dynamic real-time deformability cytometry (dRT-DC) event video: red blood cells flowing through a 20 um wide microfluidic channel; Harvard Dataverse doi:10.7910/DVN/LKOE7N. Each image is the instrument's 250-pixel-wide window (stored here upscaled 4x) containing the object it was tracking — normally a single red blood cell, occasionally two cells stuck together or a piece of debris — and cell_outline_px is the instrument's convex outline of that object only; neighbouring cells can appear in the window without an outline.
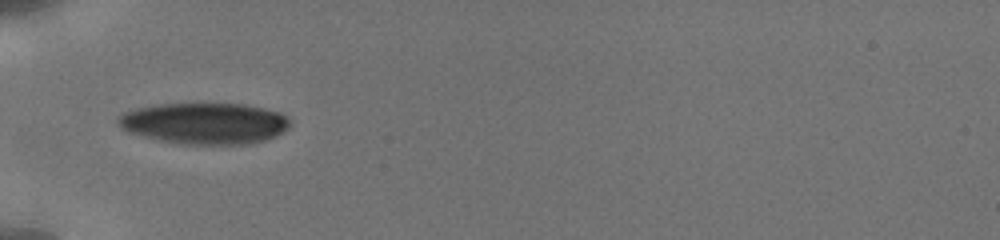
{"species": "human", "species_latin": "Homo sapiens", "temperature_condition": "cold", "stored_images_in_passage": 18, "camera_frame_rate_fps": 3000, "um_per_image_px": 0.085, "donor": {"sex": "male"}, "frame": {"image": 1, "passage_image": 1, "time_ms": 0.0, "image_size_px": [1000, 240], "cell_outline_px": [[292, 124], [284, 132], [264, 140], [252, 144], [180, 144], [160, 140], [128, 132], [120, 128], [116, 120], [124, 112], [136, 108], [160, 104], [244, 104], [264, 108], [280, 112], [288, 116], [292, 120]], "centroid_in_image_um": [17.43, 10.48], "position_along_channel_um": 67.6, "area_um2": 41.56}}
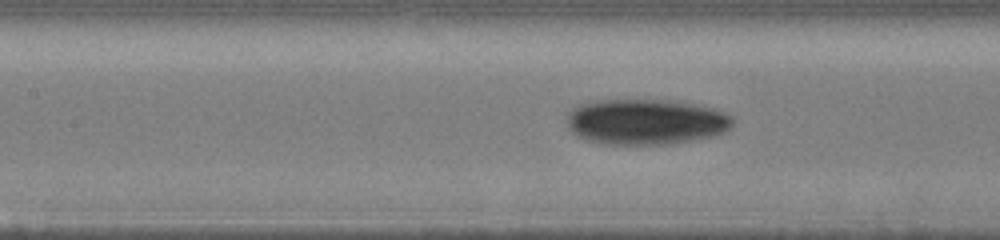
{"frame": {"image": 2, "passage_image": 10, "time_ms": 2.333, "image_size_px": [1000, 240], "cell_outline_px": [[732, 124], [724, 132], [712, 136], [668, 144], [604, 144], [588, 140], [576, 136], [568, 128], [568, 112], [572, 108], [580, 104], [592, 100], [676, 100], [716, 108], [732, 116]], "centroid_in_image_um": [54.88, 10.33], "position_along_channel_um": 152.5, "area_um2": 44.27}}
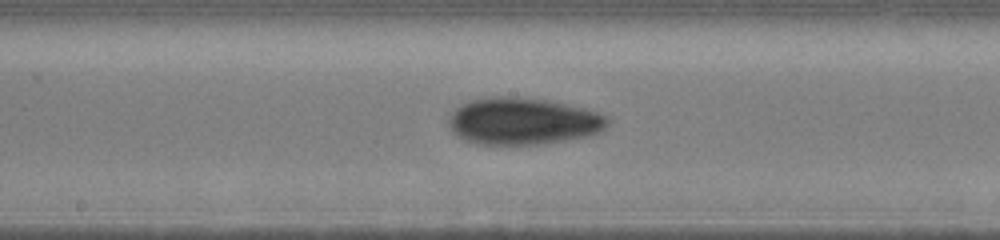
{"frame": {"image": 3, "passage_image": 15, "time_ms": 3.667, "image_size_px": [1000, 240], "cell_outline_px": [[612, 120], [600, 132], [584, 136], [564, 140], [536, 144], [480, 144], [468, 140], [460, 136], [448, 124], [448, 120], [452, 112], [460, 104], [472, 100], [492, 96], [512, 96], [548, 100], [584, 108], [608, 116]], "centroid_in_image_um": [44.48, 10.28], "position_along_channel_um": 203.7, "area_um2": 43.06}}